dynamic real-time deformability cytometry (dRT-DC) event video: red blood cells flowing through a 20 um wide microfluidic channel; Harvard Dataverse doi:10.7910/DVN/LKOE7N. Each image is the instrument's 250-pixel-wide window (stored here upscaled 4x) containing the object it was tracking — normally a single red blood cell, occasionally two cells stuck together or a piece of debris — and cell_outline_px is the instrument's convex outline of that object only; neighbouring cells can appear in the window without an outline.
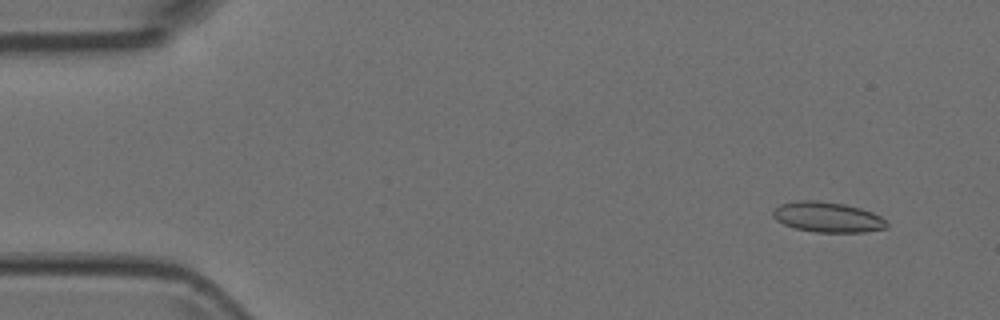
{"species": "Egyptian fruit bat (a non-hibernating species)", "species_latin": "Rousettus aegyptiacus", "temperature_condition": "room temperature", "stored_images_in_passage": 8, "camera_frame_rate_fps": 3000, "um_per_image_px": 0.085, "animal": {"sex": "female"}, "frame": {"image": 1, "passage_image": 1, "time_ms": 0.0, "image_size_px": [1000, 320], "cell_outline_px": [[888, 228], [864, 232], [816, 232], [796, 228], [784, 224], [776, 220], [772, 216], [772, 212], [780, 204], [796, 200], [816, 200], [844, 204], [860, 208], [872, 212], [880, 216], [888, 224]], "centroid_in_image_um": [70.34, 18.45], "position_along_channel_um": 14.7, "area_um2": 20.06}}
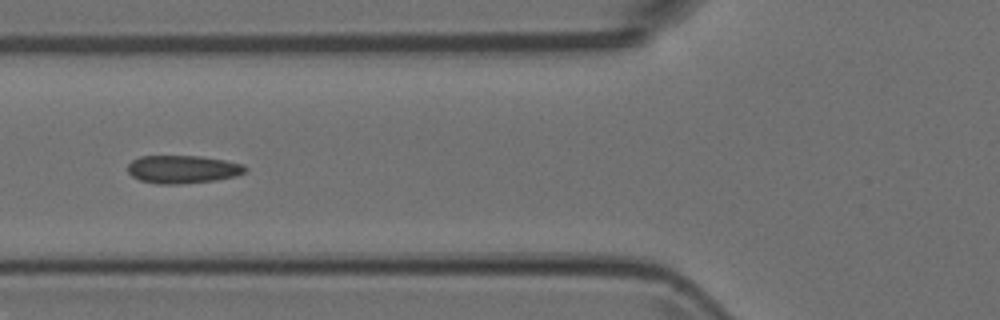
{"frame": {"image": 2, "passage_image": 5, "time_ms": 1.333, "image_size_px": [1000, 320], "cell_outline_px": [[248, 168], [244, 172], [236, 176], [216, 180], [180, 184], [156, 184], [140, 180], [132, 176], [128, 172], [128, 164], [132, 160], [140, 156], [200, 156], [224, 160], [244, 164]], "centroid_in_image_um": [15.53, 14.39], "position_along_channel_um": 110.3, "area_um2": 19.25}}
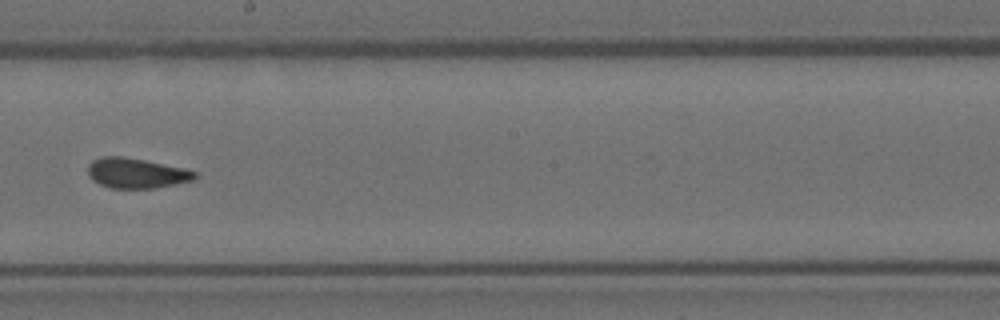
{"frame": {"image": 3, "passage_image": 8, "time_ms": 2.333, "image_size_px": [1000, 320], "cell_outline_px": [[200, 176], [192, 180], [176, 184], [156, 188], [108, 188], [92, 180], [88, 176], [88, 164], [92, 160], [100, 156], [124, 156], [184, 168], [196, 172]], "centroid_in_image_um": [11.57, 14.71], "position_along_channel_um": 236.6, "area_um2": 18.96}}